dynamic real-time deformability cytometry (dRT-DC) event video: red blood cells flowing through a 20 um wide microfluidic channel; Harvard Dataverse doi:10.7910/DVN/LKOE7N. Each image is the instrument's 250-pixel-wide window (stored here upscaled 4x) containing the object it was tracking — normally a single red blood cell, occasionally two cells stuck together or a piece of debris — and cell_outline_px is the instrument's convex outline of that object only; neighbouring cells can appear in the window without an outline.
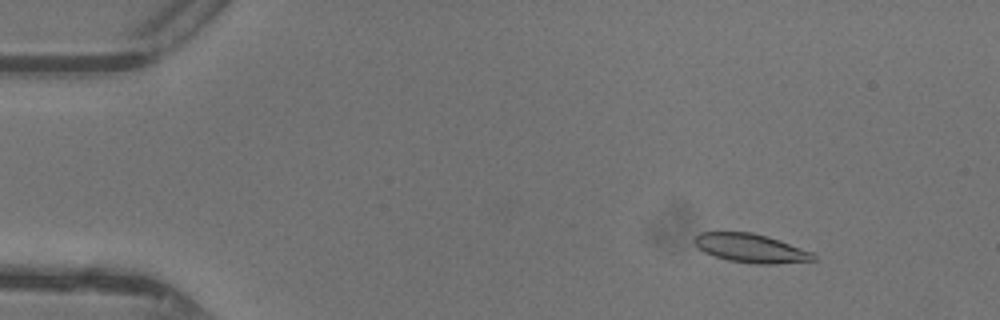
{"species": "common noctule bat (a hibernating species)", "species_latin": "Nyctalus noctula", "temperature_condition": "warm", "stored_images_in_passage": 47, "camera_frame_rate_fps": 3000, "um_per_image_px": 0.085, "animal": {"sex": "female"}, "frame": {"image": 1, "passage_image": 6, "time_ms": 1.667, "image_size_px": [1000, 320], "cell_outline_px": [[816, 260], [772, 264], [756, 264], [728, 260], [704, 252], [696, 244], [696, 236], [700, 232], [752, 232], [768, 236], [780, 240], [812, 252], [816, 256]], "centroid_in_image_um": [63.86, 21.09], "position_along_channel_um": 21.1, "area_um2": 19.71}}
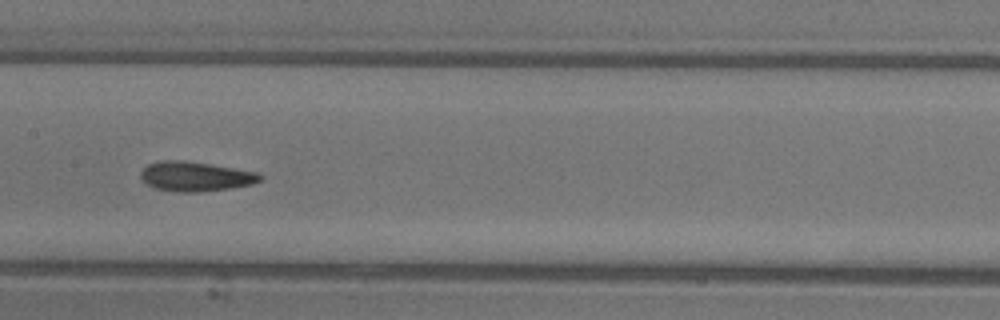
{"frame": {"image": 2, "passage_image": 24, "time_ms": 7.667, "image_size_px": [1000, 320], "cell_outline_px": [[264, 176], [260, 180], [252, 184], [228, 188], [200, 192], [180, 192], [152, 188], [140, 176], [140, 172], [148, 164], [160, 160], [184, 160], [260, 172]], "centroid_in_image_um": [16.62, 14.99], "position_along_channel_um": 190.8, "area_um2": 20.63}}
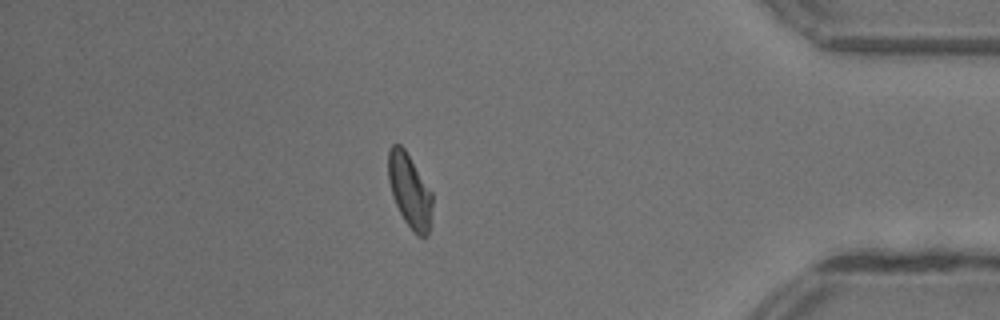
{"frame": {"image": 3, "passage_image": 41, "time_ms": 13.333, "image_size_px": [1000, 320], "cell_outline_px": [[432, 224], [428, 236], [416, 236], [412, 232], [404, 220], [392, 196], [388, 180], [388, 148], [392, 144], [400, 144], [404, 148], [432, 192]], "centroid_in_image_um": [34.83, 16.25], "position_along_channel_um": 400.4, "area_um2": 19.25}, "authors_computed_cell_mechanics": {"area_um2": 19.7098, "velocity_mm_per_s": 4.3789, "shape_relaxation_time_tau1_ms": 3.3424, "shape_relaxation_time_tau2_ms": 1.7941, "deformation_change_tau1": 0.1431, "deformation_change_tau2": 0.0862}}